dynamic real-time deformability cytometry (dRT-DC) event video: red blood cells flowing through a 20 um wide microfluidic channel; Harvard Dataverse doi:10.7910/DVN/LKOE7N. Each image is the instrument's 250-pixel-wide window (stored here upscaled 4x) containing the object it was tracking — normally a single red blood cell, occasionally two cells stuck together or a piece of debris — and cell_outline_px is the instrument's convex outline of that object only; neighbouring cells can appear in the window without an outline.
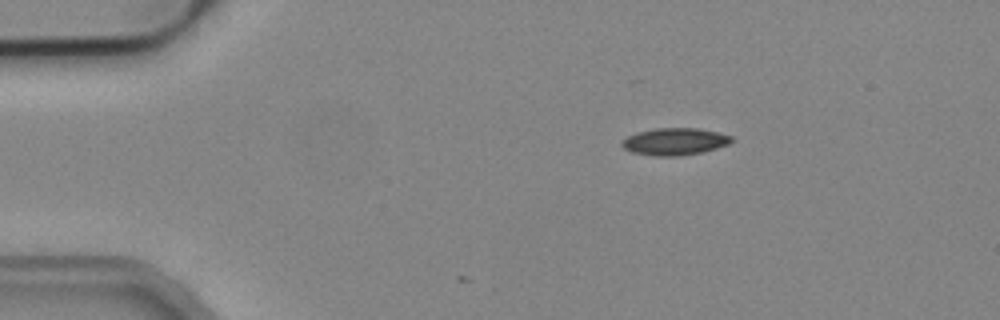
{"species": "common noctule bat (a hibernating species)", "species_latin": "Nyctalus noctula", "temperature_condition": "cold", "stored_images_in_passage": 8, "camera_frame_rate_fps": 3000, "um_per_image_px": 0.085, "animal": {"sex": "male", "body_mass_g": 19.2, "forearm_length_mm": 51.8}, "frame": {"image": 1, "passage_image": 1, "time_ms": 0.0, "image_size_px": [1000, 320], "cell_outline_px": [[732, 140], [728, 144], [704, 152], [680, 156], [656, 156], [632, 152], [624, 148], [620, 144], [628, 136], [636, 132], [656, 128], [696, 128], [716, 132], [732, 136]], "centroid_in_image_um": [57.34, 12.03], "position_along_channel_um": 27.7, "area_um2": 17.22}}